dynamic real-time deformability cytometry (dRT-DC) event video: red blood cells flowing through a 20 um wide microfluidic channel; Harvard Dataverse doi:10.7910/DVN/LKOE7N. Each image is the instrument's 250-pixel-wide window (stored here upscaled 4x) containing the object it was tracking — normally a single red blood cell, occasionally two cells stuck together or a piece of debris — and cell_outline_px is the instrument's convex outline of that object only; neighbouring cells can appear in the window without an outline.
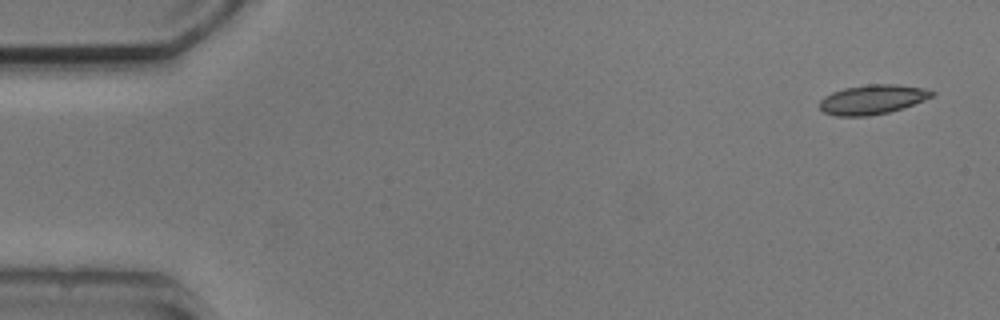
{"species": "common noctule bat (a hibernating species)", "species_latin": "Nyctalus noctula", "temperature_condition": "cold", "stored_images_in_passage": 7, "camera_frame_rate_fps": 3000, "um_per_image_px": 0.085, "animal": {"sex": "male", "body_mass_g": 20.5, "forearm_length_mm": 52.5}, "frame": {"image": 1, "passage_image": 1, "time_ms": 0.0, "image_size_px": [1000, 320], "cell_outline_px": [[936, 92], [932, 96], [924, 100], [888, 112], [868, 116], [836, 116], [824, 112], [820, 108], [820, 100], [824, 96], [832, 92], [844, 88], [868, 84], [896, 84], [924, 88]], "centroid_in_image_um": [74.13, 8.45], "position_along_channel_um": 10.9, "area_um2": 19.13}}
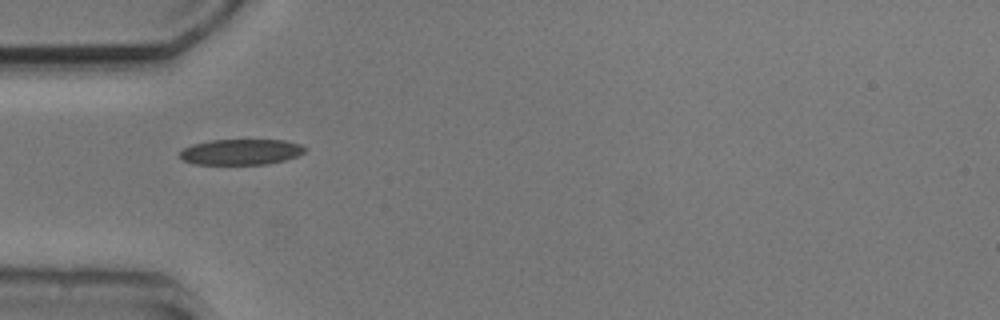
{"frame": {"image": 2, "passage_image": 5, "time_ms": 4.667, "image_size_px": [1000, 320], "cell_outline_px": [[308, 148], [304, 152], [296, 156], [284, 160], [268, 164], [196, 164], [184, 160], [180, 156], [180, 152], [184, 148], [192, 144], [212, 140], [284, 140], [300, 144]], "centroid_in_image_um": [20.5, 12.91], "position_along_channel_um": 64.5, "area_um2": 18.61}}